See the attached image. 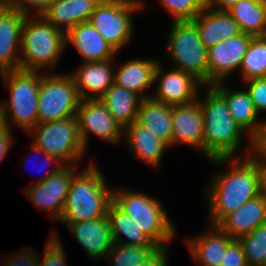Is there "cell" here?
<instances>
[{
    "label": "cell",
    "mask_w": 266,
    "mask_h": 266,
    "mask_svg": "<svg viewBox=\"0 0 266 266\" xmlns=\"http://www.w3.org/2000/svg\"><path fill=\"white\" fill-rule=\"evenodd\" d=\"M220 168L207 185L208 223L217 226L242 204L262 193V156L256 152L246 157L208 160Z\"/></svg>",
    "instance_id": "obj_1"
},
{
    "label": "cell",
    "mask_w": 266,
    "mask_h": 266,
    "mask_svg": "<svg viewBox=\"0 0 266 266\" xmlns=\"http://www.w3.org/2000/svg\"><path fill=\"white\" fill-rule=\"evenodd\" d=\"M205 88L203 99L199 94L197 97L202 100L204 157L209 160L244 157L237 151L244 145L242 138L247 133L234 120L226 100L212 86Z\"/></svg>",
    "instance_id": "obj_2"
},
{
    "label": "cell",
    "mask_w": 266,
    "mask_h": 266,
    "mask_svg": "<svg viewBox=\"0 0 266 266\" xmlns=\"http://www.w3.org/2000/svg\"><path fill=\"white\" fill-rule=\"evenodd\" d=\"M97 167L96 163L89 162L74 175L59 220L64 226L107 215L113 202V189L107 185L102 169Z\"/></svg>",
    "instance_id": "obj_3"
},
{
    "label": "cell",
    "mask_w": 266,
    "mask_h": 266,
    "mask_svg": "<svg viewBox=\"0 0 266 266\" xmlns=\"http://www.w3.org/2000/svg\"><path fill=\"white\" fill-rule=\"evenodd\" d=\"M65 49V33L41 15H26L21 31L20 69L48 73L55 69Z\"/></svg>",
    "instance_id": "obj_4"
},
{
    "label": "cell",
    "mask_w": 266,
    "mask_h": 266,
    "mask_svg": "<svg viewBox=\"0 0 266 266\" xmlns=\"http://www.w3.org/2000/svg\"><path fill=\"white\" fill-rule=\"evenodd\" d=\"M44 74L22 69L0 73L4 88L10 93L8 99L0 100L2 124L11 129L9 122H14L28 133L38 123V95Z\"/></svg>",
    "instance_id": "obj_5"
},
{
    "label": "cell",
    "mask_w": 266,
    "mask_h": 266,
    "mask_svg": "<svg viewBox=\"0 0 266 266\" xmlns=\"http://www.w3.org/2000/svg\"><path fill=\"white\" fill-rule=\"evenodd\" d=\"M113 189V203L159 247L167 248L175 239V226L160 200L130 190Z\"/></svg>",
    "instance_id": "obj_6"
},
{
    "label": "cell",
    "mask_w": 266,
    "mask_h": 266,
    "mask_svg": "<svg viewBox=\"0 0 266 266\" xmlns=\"http://www.w3.org/2000/svg\"><path fill=\"white\" fill-rule=\"evenodd\" d=\"M165 51L176 69L191 74L208 86V49L202 43L193 21L171 22Z\"/></svg>",
    "instance_id": "obj_7"
},
{
    "label": "cell",
    "mask_w": 266,
    "mask_h": 266,
    "mask_svg": "<svg viewBox=\"0 0 266 266\" xmlns=\"http://www.w3.org/2000/svg\"><path fill=\"white\" fill-rule=\"evenodd\" d=\"M32 144L55 157L62 165H79L85 158L77 116L47 123H37L29 132Z\"/></svg>",
    "instance_id": "obj_8"
},
{
    "label": "cell",
    "mask_w": 266,
    "mask_h": 266,
    "mask_svg": "<svg viewBox=\"0 0 266 266\" xmlns=\"http://www.w3.org/2000/svg\"><path fill=\"white\" fill-rule=\"evenodd\" d=\"M143 2L142 0H101L92 13L90 22L103 38L120 52L132 41L133 14L145 7Z\"/></svg>",
    "instance_id": "obj_9"
},
{
    "label": "cell",
    "mask_w": 266,
    "mask_h": 266,
    "mask_svg": "<svg viewBox=\"0 0 266 266\" xmlns=\"http://www.w3.org/2000/svg\"><path fill=\"white\" fill-rule=\"evenodd\" d=\"M80 100L70 73H45L39 87L38 123L76 115Z\"/></svg>",
    "instance_id": "obj_10"
},
{
    "label": "cell",
    "mask_w": 266,
    "mask_h": 266,
    "mask_svg": "<svg viewBox=\"0 0 266 266\" xmlns=\"http://www.w3.org/2000/svg\"><path fill=\"white\" fill-rule=\"evenodd\" d=\"M78 165H63L56 173L40 183L28 186L24 193L39 210L47 211L53 220H60L68 191Z\"/></svg>",
    "instance_id": "obj_11"
},
{
    "label": "cell",
    "mask_w": 266,
    "mask_h": 266,
    "mask_svg": "<svg viewBox=\"0 0 266 266\" xmlns=\"http://www.w3.org/2000/svg\"><path fill=\"white\" fill-rule=\"evenodd\" d=\"M226 84L220 82L212 87L226 100L234 120L250 137L246 145L248 150L243 153L246 157L257 152V144L263 139L266 131V121L258 118L259 114L246 89L231 90Z\"/></svg>",
    "instance_id": "obj_12"
},
{
    "label": "cell",
    "mask_w": 266,
    "mask_h": 266,
    "mask_svg": "<svg viewBox=\"0 0 266 266\" xmlns=\"http://www.w3.org/2000/svg\"><path fill=\"white\" fill-rule=\"evenodd\" d=\"M77 119L79 135L87 151L89 135L116 144L123 138L122 126L112 117L100 99L80 100Z\"/></svg>",
    "instance_id": "obj_13"
},
{
    "label": "cell",
    "mask_w": 266,
    "mask_h": 266,
    "mask_svg": "<svg viewBox=\"0 0 266 266\" xmlns=\"http://www.w3.org/2000/svg\"><path fill=\"white\" fill-rule=\"evenodd\" d=\"M163 67L164 65L159 62L153 82L157 87L154 95L152 94L150 98L170 106L194 102L200 88L204 86L189 73L176 68H170L167 71Z\"/></svg>",
    "instance_id": "obj_14"
},
{
    "label": "cell",
    "mask_w": 266,
    "mask_h": 266,
    "mask_svg": "<svg viewBox=\"0 0 266 266\" xmlns=\"http://www.w3.org/2000/svg\"><path fill=\"white\" fill-rule=\"evenodd\" d=\"M252 37L241 32L208 49V86L226 82L232 73L240 71Z\"/></svg>",
    "instance_id": "obj_15"
},
{
    "label": "cell",
    "mask_w": 266,
    "mask_h": 266,
    "mask_svg": "<svg viewBox=\"0 0 266 266\" xmlns=\"http://www.w3.org/2000/svg\"><path fill=\"white\" fill-rule=\"evenodd\" d=\"M25 17L26 14L7 1H0V73L20 69L21 31Z\"/></svg>",
    "instance_id": "obj_16"
},
{
    "label": "cell",
    "mask_w": 266,
    "mask_h": 266,
    "mask_svg": "<svg viewBox=\"0 0 266 266\" xmlns=\"http://www.w3.org/2000/svg\"><path fill=\"white\" fill-rule=\"evenodd\" d=\"M204 121L200 99L185 105L172 106V147L196 148L204 157Z\"/></svg>",
    "instance_id": "obj_17"
},
{
    "label": "cell",
    "mask_w": 266,
    "mask_h": 266,
    "mask_svg": "<svg viewBox=\"0 0 266 266\" xmlns=\"http://www.w3.org/2000/svg\"><path fill=\"white\" fill-rule=\"evenodd\" d=\"M67 229L85 250L88 259L95 264L105 258L114 244L107 215L90 221L71 223Z\"/></svg>",
    "instance_id": "obj_18"
},
{
    "label": "cell",
    "mask_w": 266,
    "mask_h": 266,
    "mask_svg": "<svg viewBox=\"0 0 266 266\" xmlns=\"http://www.w3.org/2000/svg\"><path fill=\"white\" fill-rule=\"evenodd\" d=\"M115 59L101 62H82L70 74L81 100L100 99L114 83ZM113 67V68H112ZM91 93V95H89Z\"/></svg>",
    "instance_id": "obj_19"
},
{
    "label": "cell",
    "mask_w": 266,
    "mask_h": 266,
    "mask_svg": "<svg viewBox=\"0 0 266 266\" xmlns=\"http://www.w3.org/2000/svg\"><path fill=\"white\" fill-rule=\"evenodd\" d=\"M66 48L73 44L84 62H101L115 59L118 52L96 30L90 21L82 22L65 34ZM68 45V46H67ZM116 55V56H115Z\"/></svg>",
    "instance_id": "obj_20"
},
{
    "label": "cell",
    "mask_w": 266,
    "mask_h": 266,
    "mask_svg": "<svg viewBox=\"0 0 266 266\" xmlns=\"http://www.w3.org/2000/svg\"><path fill=\"white\" fill-rule=\"evenodd\" d=\"M265 222L266 199L261 193L227 215L217 226L233 240H239Z\"/></svg>",
    "instance_id": "obj_21"
},
{
    "label": "cell",
    "mask_w": 266,
    "mask_h": 266,
    "mask_svg": "<svg viewBox=\"0 0 266 266\" xmlns=\"http://www.w3.org/2000/svg\"><path fill=\"white\" fill-rule=\"evenodd\" d=\"M159 62V59L133 58L119 64L120 68L115 69L114 83L134 92L142 99H148L152 94L145 93L151 85H155L153 82Z\"/></svg>",
    "instance_id": "obj_22"
},
{
    "label": "cell",
    "mask_w": 266,
    "mask_h": 266,
    "mask_svg": "<svg viewBox=\"0 0 266 266\" xmlns=\"http://www.w3.org/2000/svg\"><path fill=\"white\" fill-rule=\"evenodd\" d=\"M123 135L125 140L127 139L130 154L137 156L140 161L148 164L147 166L159 169L164 153L170 148L166 143L136 121L123 128Z\"/></svg>",
    "instance_id": "obj_23"
},
{
    "label": "cell",
    "mask_w": 266,
    "mask_h": 266,
    "mask_svg": "<svg viewBox=\"0 0 266 266\" xmlns=\"http://www.w3.org/2000/svg\"><path fill=\"white\" fill-rule=\"evenodd\" d=\"M100 2L101 0H56L41 16L66 34L79 23L90 21Z\"/></svg>",
    "instance_id": "obj_24"
},
{
    "label": "cell",
    "mask_w": 266,
    "mask_h": 266,
    "mask_svg": "<svg viewBox=\"0 0 266 266\" xmlns=\"http://www.w3.org/2000/svg\"><path fill=\"white\" fill-rule=\"evenodd\" d=\"M210 231L186 239L193 261L199 266H220L228 245L233 241L218 226L208 225Z\"/></svg>",
    "instance_id": "obj_25"
},
{
    "label": "cell",
    "mask_w": 266,
    "mask_h": 266,
    "mask_svg": "<svg viewBox=\"0 0 266 266\" xmlns=\"http://www.w3.org/2000/svg\"><path fill=\"white\" fill-rule=\"evenodd\" d=\"M192 21L195 23L199 37L207 49L222 40L241 33L239 25L227 11L205 7Z\"/></svg>",
    "instance_id": "obj_26"
},
{
    "label": "cell",
    "mask_w": 266,
    "mask_h": 266,
    "mask_svg": "<svg viewBox=\"0 0 266 266\" xmlns=\"http://www.w3.org/2000/svg\"><path fill=\"white\" fill-rule=\"evenodd\" d=\"M136 122L148 128L162 142L172 147V106L151 98L143 99Z\"/></svg>",
    "instance_id": "obj_27"
},
{
    "label": "cell",
    "mask_w": 266,
    "mask_h": 266,
    "mask_svg": "<svg viewBox=\"0 0 266 266\" xmlns=\"http://www.w3.org/2000/svg\"><path fill=\"white\" fill-rule=\"evenodd\" d=\"M100 100L112 117L124 128L136 121L143 99L134 92L113 83Z\"/></svg>",
    "instance_id": "obj_28"
},
{
    "label": "cell",
    "mask_w": 266,
    "mask_h": 266,
    "mask_svg": "<svg viewBox=\"0 0 266 266\" xmlns=\"http://www.w3.org/2000/svg\"><path fill=\"white\" fill-rule=\"evenodd\" d=\"M227 12L244 34L266 36V4L262 0H241Z\"/></svg>",
    "instance_id": "obj_29"
},
{
    "label": "cell",
    "mask_w": 266,
    "mask_h": 266,
    "mask_svg": "<svg viewBox=\"0 0 266 266\" xmlns=\"http://www.w3.org/2000/svg\"><path fill=\"white\" fill-rule=\"evenodd\" d=\"M109 218L113 243L130 246H157L135 223L113 202L110 204ZM124 236L128 239L124 241Z\"/></svg>",
    "instance_id": "obj_30"
},
{
    "label": "cell",
    "mask_w": 266,
    "mask_h": 266,
    "mask_svg": "<svg viewBox=\"0 0 266 266\" xmlns=\"http://www.w3.org/2000/svg\"><path fill=\"white\" fill-rule=\"evenodd\" d=\"M241 82L266 78V36L252 37L239 71Z\"/></svg>",
    "instance_id": "obj_31"
},
{
    "label": "cell",
    "mask_w": 266,
    "mask_h": 266,
    "mask_svg": "<svg viewBox=\"0 0 266 266\" xmlns=\"http://www.w3.org/2000/svg\"><path fill=\"white\" fill-rule=\"evenodd\" d=\"M158 249V246H130L114 243L104 259H108L107 262H110L111 266H138Z\"/></svg>",
    "instance_id": "obj_32"
},
{
    "label": "cell",
    "mask_w": 266,
    "mask_h": 266,
    "mask_svg": "<svg viewBox=\"0 0 266 266\" xmlns=\"http://www.w3.org/2000/svg\"><path fill=\"white\" fill-rule=\"evenodd\" d=\"M248 266H266V222L241 237Z\"/></svg>",
    "instance_id": "obj_33"
},
{
    "label": "cell",
    "mask_w": 266,
    "mask_h": 266,
    "mask_svg": "<svg viewBox=\"0 0 266 266\" xmlns=\"http://www.w3.org/2000/svg\"><path fill=\"white\" fill-rule=\"evenodd\" d=\"M172 21H192L206 7V0H159Z\"/></svg>",
    "instance_id": "obj_34"
},
{
    "label": "cell",
    "mask_w": 266,
    "mask_h": 266,
    "mask_svg": "<svg viewBox=\"0 0 266 266\" xmlns=\"http://www.w3.org/2000/svg\"><path fill=\"white\" fill-rule=\"evenodd\" d=\"M39 266H67L66 253L56 232L50 233ZM42 260V261H41Z\"/></svg>",
    "instance_id": "obj_35"
},
{
    "label": "cell",
    "mask_w": 266,
    "mask_h": 266,
    "mask_svg": "<svg viewBox=\"0 0 266 266\" xmlns=\"http://www.w3.org/2000/svg\"><path fill=\"white\" fill-rule=\"evenodd\" d=\"M246 91L258 114L266 111V78H253L244 82Z\"/></svg>",
    "instance_id": "obj_36"
},
{
    "label": "cell",
    "mask_w": 266,
    "mask_h": 266,
    "mask_svg": "<svg viewBox=\"0 0 266 266\" xmlns=\"http://www.w3.org/2000/svg\"><path fill=\"white\" fill-rule=\"evenodd\" d=\"M23 250L17 253H14V255L7 254L9 256H4L2 258L4 264L1 266H39V256L36 254V252L30 248H22ZM11 257V258H9ZM8 258V259H7Z\"/></svg>",
    "instance_id": "obj_37"
},
{
    "label": "cell",
    "mask_w": 266,
    "mask_h": 266,
    "mask_svg": "<svg viewBox=\"0 0 266 266\" xmlns=\"http://www.w3.org/2000/svg\"><path fill=\"white\" fill-rule=\"evenodd\" d=\"M13 8L30 15L35 10V15H41L56 0H6Z\"/></svg>",
    "instance_id": "obj_38"
},
{
    "label": "cell",
    "mask_w": 266,
    "mask_h": 266,
    "mask_svg": "<svg viewBox=\"0 0 266 266\" xmlns=\"http://www.w3.org/2000/svg\"><path fill=\"white\" fill-rule=\"evenodd\" d=\"M220 266H248L243 246L239 240H233L228 245Z\"/></svg>",
    "instance_id": "obj_39"
},
{
    "label": "cell",
    "mask_w": 266,
    "mask_h": 266,
    "mask_svg": "<svg viewBox=\"0 0 266 266\" xmlns=\"http://www.w3.org/2000/svg\"><path fill=\"white\" fill-rule=\"evenodd\" d=\"M32 150H30V152L31 151H34L35 152V155L37 154V155H42V157H44V160H45V162H46V164H47V166L46 167H44V168H39V169H41V170H43V171H45L44 172V174L42 173L41 175H40V177L38 176V181H36L37 183H40V182H42V181H44V180H46L49 176H51V175H53L54 173H56L59 169H61V167H63V165H62V163L59 161V160H57L55 157H53V156H50L49 154H47V153H45L42 149H39V148H37L36 146H34L32 143H31V147H30ZM33 157H36V156H33ZM39 157V156H38ZM38 157L36 158V159H38ZM28 159L30 158V156H28L27 157ZM41 158V157H40ZM35 159V158H34ZM38 161V160H37ZM55 165H54V164ZM26 164V163H25ZM40 164V163H39ZM54 165V166H53ZM52 166V167H51ZM54 167V168H53ZM46 168L48 169V170H46ZM50 168V169H49Z\"/></svg>",
    "instance_id": "obj_40"
},
{
    "label": "cell",
    "mask_w": 266,
    "mask_h": 266,
    "mask_svg": "<svg viewBox=\"0 0 266 266\" xmlns=\"http://www.w3.org/2000/svg\"><path fill=\"white\" fill-rule=\"evenodd\" d=\"M14 134L12 129L8 128L6 125L2 124L0 126V162L7 157L11 146L14 144ZM14 138V139H13Z\"/></svg>",
    "instance_id": "obj_41"
},
{
    "label": "cell",
    "mask_w": 266,
    "mask_h": 266,
    "mask_svg": "<svg viewBox=\"0 0 266 266\" xmlns=\"http://www.w3.org/2000/svg\"><path fill=\"white\" fill-rule=\"evenodd\" d=\"M169 247L159 248L149 259L138 266H169Z\"/></svg>",
    "instance_id": "obj_42"
},
{
    "label": "cell",
    "mask_w": 266,
    "mask_h": 266,
    "mask_svg": "<svg viewBox=\"0 0 266 266\" xmlns=\"http://www.w3.org/2000/svg\"><path fill=\"white\" fill-rule=\"evenodd\" d=\"M239 1L241 0H206V7L214 10L227 11Z\"/></svg>",
    "instance_id": "obj_43"
},
{
    "label": "cell",
    "mask_w": 266,
    "mask_h": 266,
    "mask_svg": "<svg viewBox=\"0 0 266 266\" xmlns=\"http://www.w3.org/2000/svg\"><path fill=\"white\" fill-rule=\"evenodd\" d=\"M266 121V119H265ZM257 152L263 157L266 161V131L263 136V139L257 144Z\"/></svg>",
    "instance_id": "obj_44"
},
{
    "label": "cell",
    "mask_w": 266,
    "mask_h": 266,
    "mask_svg": "<svg viewBox=\"0 0 266 266\" xmlns=\"http://www.w3.org/2000/svg\"><path fill=\"white\" fill-rule=\"evenodd\" d=\"M262 194L266 199V161L262 157Z\"/></svg>",
    "instance_id": "obj_45"
},
{
    "label": "cell",
    "mask_w": 266,
    "mask_h": 266,
    "mask_svg": "<svg viewBox=\"0 0 266 266\" xmlns=\"http://www.w3.org/2000/svg\"><path fill=\"white\" fill-rule=\"evenodd\" d=\"M2 125V119H1V109H0V126Z\"/></svg>",
    "instance_id": "obj_46"
}]
</instances>
